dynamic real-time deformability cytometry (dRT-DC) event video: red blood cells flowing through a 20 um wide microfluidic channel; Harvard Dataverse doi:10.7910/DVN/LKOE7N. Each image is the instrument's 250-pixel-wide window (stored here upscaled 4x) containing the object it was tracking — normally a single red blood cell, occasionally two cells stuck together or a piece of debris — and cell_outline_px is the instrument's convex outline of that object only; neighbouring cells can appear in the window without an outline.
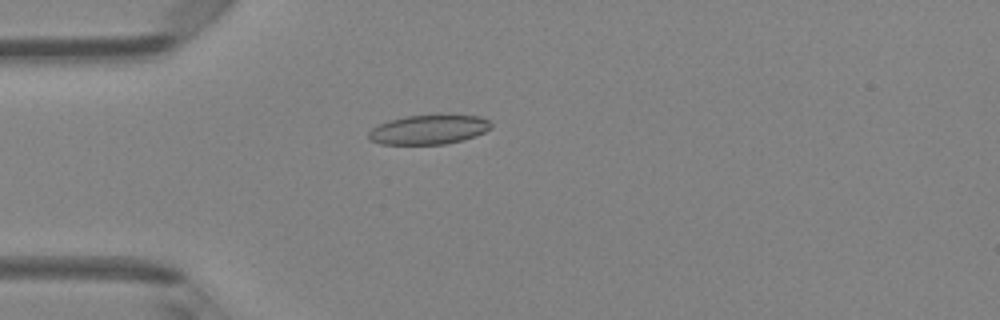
{"species": "Egyptian fruit bat (a non-hibernating species)", "species_latin": "Rousettus aegyptiacus", "temperature_condition": "room temperature", "stored_images_in_passage": 4, "camera_frame_rate_fps": 3000, "um_per_image_px": 0.085, "animal": {"sex": "female"}, "frame": {"image": 1, "passage_image": 4, "time_ms": 1.0, "image_size_px": [1000, 320], "cell_outline_px": [[492, 128], [476, 136], [444, 144], [380, 144], [368, 140], [368, 132], [372, 128], [388, 120], [408, 116], [480, 116], [488, 120], [492, 124]], "centroid_in_image_um": [36.41, 11.03], "position_along_channel_um": 48.6, "area_um2": 20.69}}